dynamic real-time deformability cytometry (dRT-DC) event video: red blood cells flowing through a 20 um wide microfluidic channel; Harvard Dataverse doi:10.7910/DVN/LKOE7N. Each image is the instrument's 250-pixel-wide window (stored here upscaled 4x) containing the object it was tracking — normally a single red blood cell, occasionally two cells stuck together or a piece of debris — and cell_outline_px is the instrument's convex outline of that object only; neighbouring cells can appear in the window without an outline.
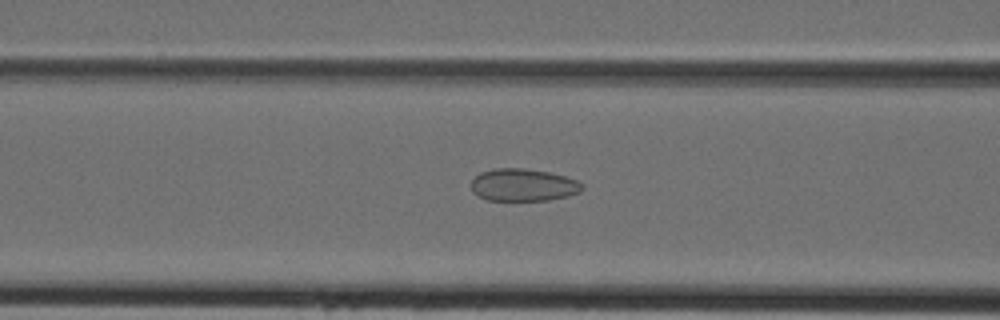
{"species": "Egyptian fruit bat (a non-hibernating species)", "species_latin": "Rousettus aegyptiacus", "temperature_condition": "cold", "stored_images_in_passage": 42, "camera_frame_rate_fps": 3000, "um_per_image_px": 0.085, "animal": {"sex": "female"}, "frame": {"image": 1, "passage_image": 16, "time_ms": 5.0, "image_size_px": [1000, 320], "cell_outline_px": [[584, 188], [580, 192], [568, 196], [548, 200], [484, 200], [472, 192], [472, 180], [480, 172], [496, 168], [524, 168], [548, 172], [564, 176], [576, 180], [584, 184]], "centroid_in_image_um": [44.47, 15.72], "position_along_channel_um": 122.1, "area_um2": 21.04}}
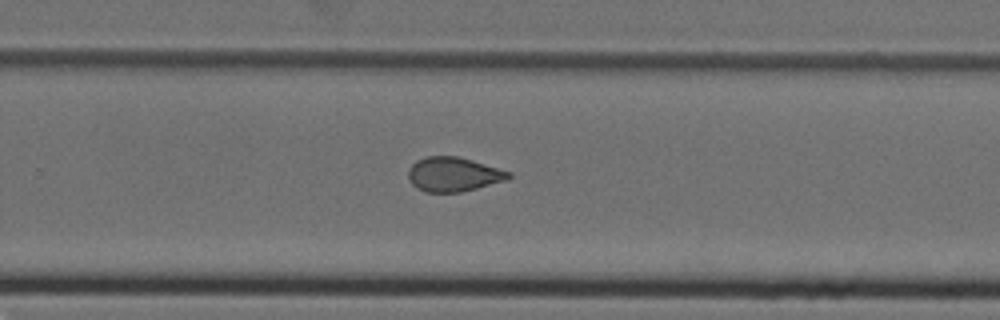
{"frame": {"image": 2, "passage_image": 27, "time_ms": 8.667, "image_size_px": [1000, 320], "cell_outline_px": [[512, 176], [508, 180], [460, 192], [428, 192], [416, 188], [408, 180], [408, 168], [416, 160], [428, 156], [456, 156], [472, 160], [512, 172]], "centroid_in_image_um": [38.54, 14.82], "position_along_channel_um": 291.3, "area_um2": 20.17}}
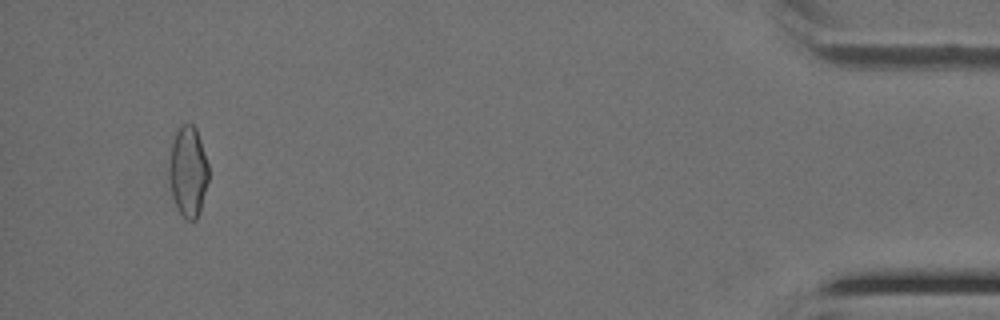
{"frame": {"image": 3, "passage_image": 40, "time_ms": 13.0, "image_size_px": [1000, 320], "cell_outline_px": [[208, 180], [200, 212], [196, 220], [184, 220], [176, 208], [172, 196], [168, 176], [168, 160], [172, 144], [176, 132], [180, 124], [192, 124], [196, 128], [208, 164]], "centroid_in_image_um": [15.96, 14.62], "position_along_channel_um": 419.2, "area_um2": 21.1}}